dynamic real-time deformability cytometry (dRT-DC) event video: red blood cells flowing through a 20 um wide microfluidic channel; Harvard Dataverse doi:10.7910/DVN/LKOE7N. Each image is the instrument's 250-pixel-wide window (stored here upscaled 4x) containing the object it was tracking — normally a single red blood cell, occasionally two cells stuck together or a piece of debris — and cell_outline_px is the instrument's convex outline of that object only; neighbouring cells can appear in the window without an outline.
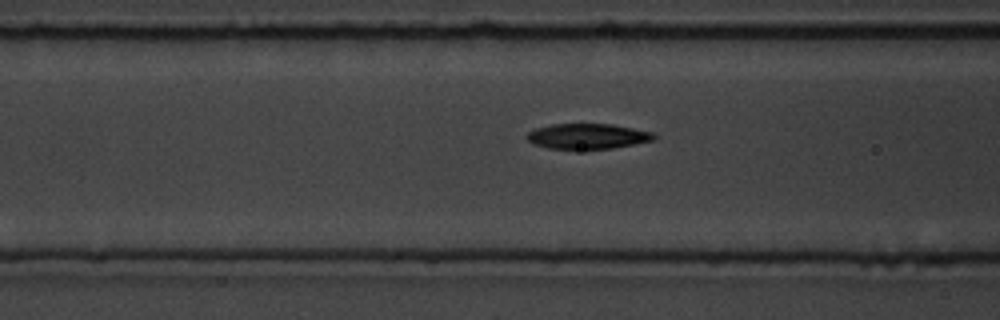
{"species": "common noctule bat (a hibernating species)", "species_latin": "Nyctalus noctula", "temperature_condition": "room temperature", "stored_images_in_passage": 13, "camera_frame_rate_fps": 3000, "um_per_image_px": 0.085, "animal": {"sex": "male", "body_mass_g": 19.5, "forearm_length_mm": 54.6}, "frame": {"image": 1, "passage_image": 11, "time_ms": 3.333, "image_size_px": [1000, 320], "cell_outline_px": [[656, 140], [612, 148], [548, 148], [532, 144], [524, 136], [528, 132], [536, 128], [552, 124], [612, 124], [652, 132], [656, 136]], "centroid_in_image_um": [49.93, 11.57], "position_along_channel_um": 116.7, "area_um2": 18.61}}